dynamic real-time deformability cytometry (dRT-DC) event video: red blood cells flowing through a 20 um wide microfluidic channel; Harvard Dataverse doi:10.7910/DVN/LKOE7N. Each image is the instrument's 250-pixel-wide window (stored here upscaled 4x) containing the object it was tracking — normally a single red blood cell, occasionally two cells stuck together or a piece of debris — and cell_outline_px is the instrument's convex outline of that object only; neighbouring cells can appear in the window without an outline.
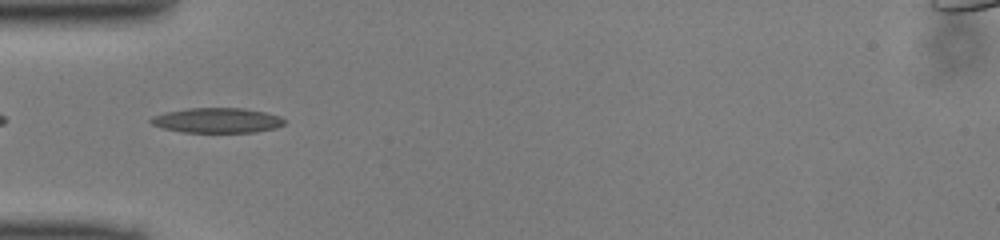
{"species": "common noctule bat (a hibernating species)", "species_latin": "Nyctalus noctula", "temperature_condition": "cold", "stored_images_in_passage": 49, "camera_frame_rate_fps": 3000, "um_per_image_px": 0.085, "animal": {"sex": "male", "body_mass_g": 13.0, "forearm_length_mm": 53.1}, "frame": {"image": 1, "passage_image": 16, "time_ms": 5.0, "image_size_px": [1000, 240], "cell_outline_px": [[284, 124], [276, 128], [256, 132], [184, 132], [164, 128], [152, 124], [148, 120], [152, 116], [164, 112], [188, 108], [244, 108], [264, 112], [280, 116], [284, 120]], "centroid_in_image_um": [18.44, 10.22], "position_along_channel_um": 66.6, "area_um2": 19.42}}
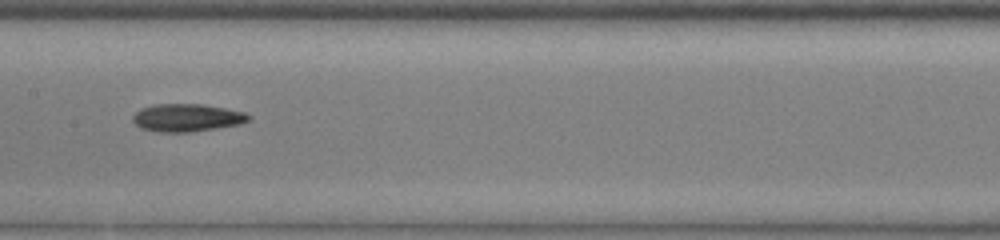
{"frame": {"image": 2, "passage_image": 25, "time_ms": 8.0, "image_size_px": [1000, 240], "cell_outline_px": [[252, 116], [248, 120], [240, 124], [216, 128], [188, 132], [160, 132], [140, 128], [132, 120], [132, 116], [140, 108], [156, 104], [204, 104], [244, 112]], "centroid_in_image_um": [15.87, 10.0], "position_along_channel_um": 191.5, "area_um2": 18.67}}
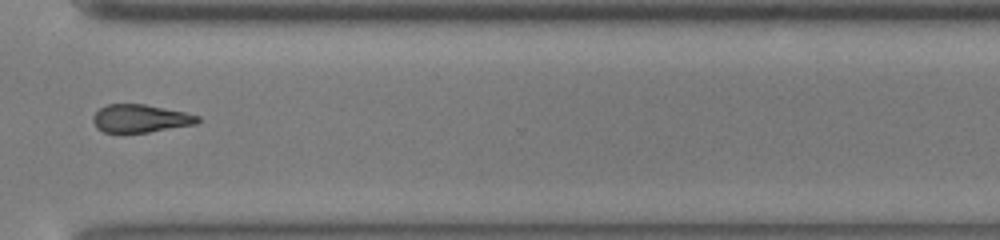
{"frame": {"image": 3, "passage_image": 37, "time_ms": 12.0, "image_size_px": [1000, 240], "cell_outline_px": [[200, 120], [196, 124], [148, 132], [104, 132], [96, 128], [92, 120], [92, 116], [100, 108], [108, 104], [144, 104], [184, 112], [200, 116]], "centroid_in_image_um": [11.92, 10.07], "position_along_channel_um": 358.7, "area_um2": 16.94}}